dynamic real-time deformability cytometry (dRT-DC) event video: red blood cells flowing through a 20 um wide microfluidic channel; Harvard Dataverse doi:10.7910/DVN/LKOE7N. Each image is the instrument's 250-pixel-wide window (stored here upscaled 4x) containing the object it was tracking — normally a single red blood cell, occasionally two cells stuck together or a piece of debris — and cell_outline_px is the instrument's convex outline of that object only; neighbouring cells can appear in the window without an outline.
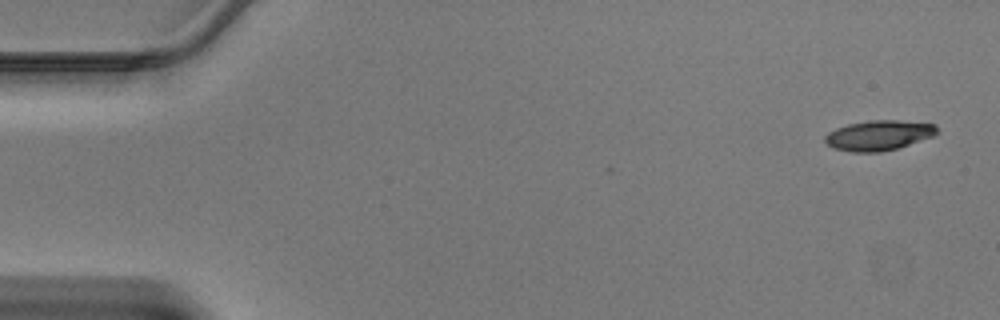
{"species": "Egyptian fruit bat (a non-hibernating species)", "species_latin": "Rousettus aegyptiacus", "temperature_condition": "warm", "stored_images_in_passage": 45, "camera_frame_rate_fps": 3000, "um_per_image_px": 0.085, "animal": {"sex": "male"}, "frame": {"image": 1, "passage_image": 1, "time_ms": 0.0, "image_size_px": [1000, 320], "cell_outline_px": [[940, 132], [932, 136], [896, 148], [880, 152], [852, 152], [832, 148], [824, 140], [824, 136], [828, 132], [836, 128], [848, 124], [868, 120], [900, 120], [936, 124]], "centroid_in_image_um": [74.68, 11.49], "position_along_channel_um": 10.3, "area_um2": 19.65}}
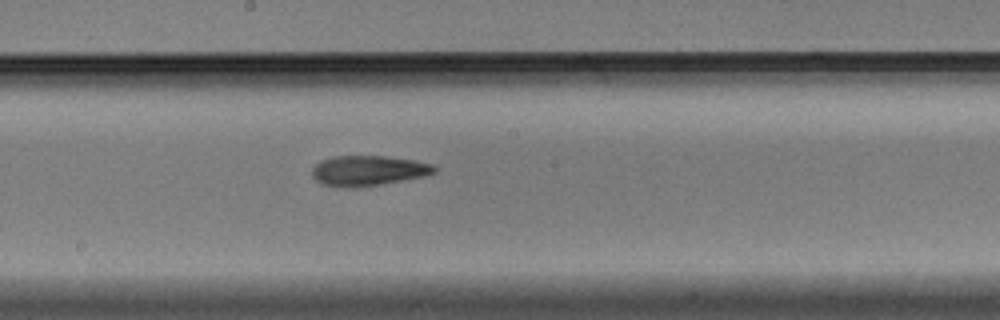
{"frame": {"image": 2, "passage_image": 24, "time_ms": 7.667, "image_size_px": [1000, 320], "cell_outline_px": [[436, 172], [424, 176], [380, 184], [324, 184], [316, 180], [312, 176], [312, 168], [320, 160], [332, 156], [384, 156], [416, 160], [436, 164]], "centroid_in_image_um": [31.37, 14.44], "position_along_channel_um": 216.8, "area_um2": 20.69}}
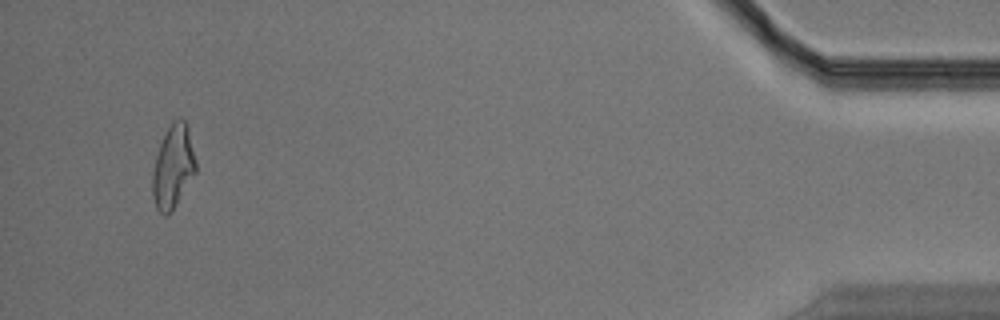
{"frame": {"image": 3, "passage_image": 43, "time_ms": 14.0, "image_size_px": [1000, 320], "cell_outline_px": [[196, 172], [172, 212], [168, 216], [164, 216], [156, 208], [152, 196], [152, 172], [156, 156], [160, 144], [172, 120], [180, 116], [188, 124], [196, 160]], "centroid_in_image_um": [14.72, 14.17], "position_along_channel_um": 420.5, "area_um2": 21.33}}